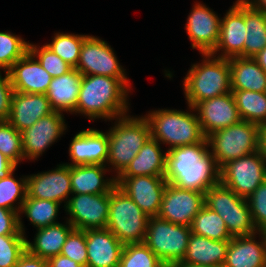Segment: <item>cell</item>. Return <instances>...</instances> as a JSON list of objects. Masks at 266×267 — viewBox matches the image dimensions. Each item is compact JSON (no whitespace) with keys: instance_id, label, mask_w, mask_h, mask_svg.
Returning a JSON list of instances; mask_svg holds the SVG:
<instances>
[{"instance_id":"cell-13","label":"cell","mask_w":266,"mask_h":267,"mask_svg":"<svg viewBox=\"0 0 266 267\" xmlns=\"http://www.w3.org/2000/svg\"><path fill=\"white\" fill-rule=\"evenodd\" d=\"M64 115L65 113L53 111L21 132L22 150L26 162L37 161L52 144L59 138L61 140V136L66 134L68 126Z\"/></svg>"},{"instance_id":"cell-41","label":"cell","mask_w":266,"mask_h":267,"mask_svg":"<svg viewBox=\"0 0 266 267\" xmlns=\"http://www.w3.org/2000/svg\"><path fill=\"white\" fill-rule=\"evenodd\" d=\"M27 238L25 235H0V267H15L26 251Z\"/></svg>"},{"instance_id":"cell-25","label":"cell","mask_w":266,"mask_h":267,"mask_svg":"<svg viewBox=\"0 0 266 267\" xmlns=\"http://www.w3.org/2000/svg\"><path fill=\"white\" fill-rule=\"evenodd\" d=\"M107 172L110 169L101 164L70 166L72 194L110 193L117 184L114 176L106 177Z\"/></svg>"},{"instance_id":"cell-10","label":"cell","mask_w":266,"mask_h":267,"mask_svg":"<svg viewBox=\"0 0 266 267\" xmlns=\"http://www.w3.org/2000/svg\"><path fill=\"white\" fill-rule=\"evenodd\" d=\"M115 52L104 39L92 34L88 35L82 43L76 69L82 75L118 78L131 91L133 88L127 77V71L120 64Z\"/></svg>"},{"instance_id":"cell-50","label":"cell","mask_w":266,"mask_h":267,"mask_svg":"<svg viewBox=\"0 0 266 267\" xmlns=\"http://www.w3.org/2000/svg\"><path fill=\"white\" fill-rule=\"evenodd\" d=\"M253 59L266 73V46L259 53H257Z\"/></svg>"},{"instance_id":"cell-48","label":"cell","mask_w":266,"mask_h":267,"mask_svg":"<svg viewBox=\"0 0 266 267\" xmlns=\"http://www.w3.org/2000/svg\"><path fill=\"white\" fill-rule=\"evenodd\" d=\"M17 165L12 163L2 152H0V179L7 177L15 169Z\"/></svg>"},{"instance_id":"cell-44","label":"cell","mask_w":266,"mask_h":267,"mask_svg":"<svg viewBox=\"0 0 266 267\" xmlns=\"http://www.w3.org/2000/svg\"><path fill=\"white\" fill-rule=\"evenodd\" d=\"M1 72H4V76ZM13 93L9 71L0 68V121H7L9 118Z\"/></svg>"},{"instance_id":"cell-7","label":"cell","mask_w":266,"mask_h":267,"mask_svg":"<svg viewBox=\"0 0 266 267\" xmlns=\"http://www.w3.org/2000/svg\"><path fill=\"white\" fill-rule=\"evenodd\" d=\"M260 125L245 120L217 130L207 137L210 151L221 168L228 161L259 150Z\"/></svg>"},{"instance_id":"cell-21","label":"cell","mask_w":266,"mask_h":267,"mask_svg":"<svg viewBox=\"0 0 266 267\" xmlns=\"http://www.w3.org/2000/svg\"><path fill=\"white\" fill-rule=\"evenodd\" d=\"M223 267H266V232L229 240Z\"/></svg>"},{"instance_id":"cell-35","label":"cell","mask_w":266,"mask_h":267,"mask_svg":"<svg viewBox=\"0 0 266 267\" xmlns=\"http://www.w3.org/2000/svg\"><path fill=\"white\" fill-rule=\"evenodd\" d=\"M53 35L54 36L51 37V42H47L45 45L72 68H76L82 43L89 34L85 35L58 31Z\"/></svg>"},{"instance_id":"cell-9","label":"cell","mask_w":266,"mask_h":267,"mask_svg":"<svg viewBox=\"0 0 266 267\" xmlns=\"http://www.w3.org/2000/svg\"><path fill=\"white\" fill-rule=\"evenodd\" d=\"M191 227L150 217L145 245L167 266L181 262L186 254Z\"/></svg>"},{"instance_id":"cell-49","label":"cell","mask_w":266,"mask_h":267,"mask_svg":"<svg viewBox=\"0 0 266 267\" xmlns=\"http://www.w3.org/2000/svg\"><path fill=\"white\" fill-rule=\"evenodd\" d=\"M259 151L266 160V124L260 125Z\"/></svg>"},{"instance_id":"cell-37","label":"cell","mask_w":266,"mask_h":267,"mask_svg":"<svg viewBox=\"0 0 266 267\" xmlns=\"http://www.w3.org/2000/svg\"><path fill=\"white\" fill-rule=\"evenodd\" d=\"M119 267H167L145 243L125 244Z\"/></svg>"},{"instance_id":"cell-39","label":"cell","mask_w":266,"mask_h":267,"mask_svg":"<svg viewBox=\"0 0 266 267\" xmlns=\"http://www.w3.org/2000/svg\"><path fill=\"white\" fill-rule=\"evenodd\" d=\"M0 152L17 166L25 160L21 132L8 121H0Z\"/></svg>"},{"instance_id":"cell-32","label":"cell","mask_w":266,"mask_h":267,"mask_svg":"<svg viewBox=\"0 0 266 267\" xmlns=\"http://www.w3.org/2000/svg\"><path fill=\"white\" fill-rule=\"evenodd\" d=\"M244 57H254L266 46V14L245 1Z\"/></svg>"},{"instance_id":"cell-19","label":"cell","mask_w":266,"mask_h":267,"mask_svg":"<svg viewBox=\"0 0 266 267\" xmlns=\"http://www.w3.org/2000/svg\"><path fill=\"white\" fill-rule=\"evenodd\" d=\"M194 108L206 138L242 120L232 92L199 102Z\"/></svg>"},{"instance_id":"cell-40","label":"cell","mask_w":266,"mask_h":267,"mask_svg":"<svg viewBox=\"0 0 266 267\" xmlns=\"http://www.w3.org/2000/svg\"><path fill=\"white\" fill-rule=\"evenodd\" d=\"M29 52L38 60L41 66L52 76H61L69 72L72 67L55 54L45 44L29 42Z\"/></svg>"},{"instance_id":"cell-38","label":"cell","mask_w":266,"mask_h":267,"mask_svg":"<svg viewBox=\"0 0 266 267\" xmlns=\"http://www.w3.org/2000/svg\"><path fill=\"white\" fill-rule=\"evenodd\" d=\"M29 51V41L12 31H0V68L9 70Z\"/></svg>"},{"instance_id":"cell-28","label":"cell","mask_w":266,"mask_h":267,"mask_svg":"<svg viewBox=\"0 0 266 267\" xmlns=\"http://www.w3.org/2000/svg\"><path fill=\"white\" fill-rule=\"evenodd\" d=\"M229 240H212L190 234L187 251L181 262L204 266L223 267Z\"/></svg>"},{"instance_id":"cell-22","label":"cell","mask_w":266,"mask_h":267,"mask_svg":"<svg viewBox=\"0 0 266 267\" xmlns=\"http://www.w3.org/2000/svg\"><path fill=\"white\" fill-rule=\"evenodd\" d=\"M14 91L46 94L52 76L28 51L8 70Z\"/></svg>"},{"instance_id":"cell-46","label":"cell","mask_w":266,"mask_h":267,"mask_svg":"<svg viewBox=\"0 0 266 267\" xmlns=\"http://www.w3.org/2000/svg\"><path fill=\"white\" fill-rule=\"evenodd\" d=\"M15 267H48V261L41 257L32 255L27 249L20 256Z\"/></svg>"},{"instance_id":"cell-12","label":"cell","mask_w":266,"mask_h":267,"mask_svg":"<svg viewBox=\"0 0 266 267\" xmlns=\"http://www.w3.org/2000/svg\"><path fill=\"white\" fill-rule=\"evenodd\" d=\"M74 229L91 230L107 227L109 193L72 194L63 209Z\"/></svg>"},{"instance_id":"cell-33","label":"cell","mask_w":266,"mask_h":267,"mask_svg":"<svg viewBox=\"0 0 266 267\" xmlns=\"http://www.w3.org/2000/svg\"><path fill=\"white\" fill-rule=\"evenodd\" d=\"M242 120L266 124V92L231 90Z\"/></svg>"},{"instance_id":"cell-23","label":"cell","mask_w":266,"mask_h":267,"mask_svg":"<svg viewBox=\"0 0 266 267\" xmlns=\"http://www.w3.org/2000/svg\"><path fill=\"white\" fill-rule=\"evenodd\" d=\"M87 267H119L123 244L107 228L85 230Z\"/></svg>"},{"instance_id":"cell-31","label":"cell","mask_w":266,"mask_h":267,"mask_svg":"<svg viewBox=\"0 0 266 267\" xmlns=\"http://www.w3.org/2000/svg\"><path fill=\"white\" fill-rule=\"evenodd\" d=\"M60 206L61 204L55 201L26 197L19 212L20 231L26 236V226L22 219L24 216L35 229L59 223L57 220Z\"/></svg>"},{"instance_id":"cell-34","label":"cell","mask_w":266,"mask_h":267,"mask_svg":"<svg viewBox=\"0 0 266 267\" xmlns=\"http://www.w3.org/2000/svg\"><path fill=\"white\" fill-rule=\"evenodd\" d=\"M191 232L212 240H231L233 238L223 219L206 205L194 216Z\"/></svg>"},{"instance_id":"cell-14","label":"cell","mask_w":266,"mask_h":267,"mask_svg":"<svg viewBox=\"0 0 266 267\" xmlns=\"http://www.w3.org/2000/svg\"><path fill=\"white\" fill-rule=\"evenodd\" d=\"M194 3L184 26L190 46L199 54L212 53L219 41L221 17L205 3Z\"/></svg>"},{"instance_id":"cell-11","label":"cell","mask_w":266,"mask_h":267,"mask_svg":"<svg viewBox=\"0 0 266 267\" xmlns=\"http://www.w3.org/2000/svg\"><path fill=\"white\" fill-rule=\"evenodd\" d=\"M266 179V160L260 151L228 161L220 168V182L247 199Z\"/></svg>"},{"instance_id":"cell-43","label":"cell","mask_w":266,"mask_h":267,"mask_svg":"<svg viewBox=\"0 0 266 267\" xmlns=\"http://www.w3.org/2000/svg\"><path fill=\"white\" fill-rule=\"evenodd\" d=\"M60 254L76 261L83 267H87V246L85 231L73 229L69 233Z\"/></svg>"},{"instance_id":"cell-1","label":"cell","mask_w":266,"mask_h":267,"mask_svg":"<svg viewBox=\"0 0 266 267\" xmlns=\"http://www.w3.org/2000/svg\"><path fill=\"white\" fill-rule=\"evenodd\" d=\"M165 179L182 188L204 193L220 182V168L210 151L207 138L197 144L167 151Z\"/></svg>"},{"instance_id":"cell-18","label":"cell","mask_w":266,"mask_h":267,"mask_svg":"<svg viewBox=\"0 0 266 267\" xmlns=\"http://www.w3.org/2000/svg\"><path fill=\"white\" fill-rule=\"evenodd\" d=\"M167 180L164 176L117 177V186L149 217L158 215Z\"/></svg>"},{"instance_id":"cell-45","label":"cell","mask_w":266,"mask_h":267,"mask_svg":"<svg viewBox=\"0 0 266 267\" xmlns=\"http://www.w3.org/2000/svg\"><path fill=\"white\" fill-rule=\"evenodd\" d=\"M0 235H24L19 228V213L0 207Z\"/></svg>"},{"instance_id":"cell-51","label":"cell","mask_w":266,"mask_h":267,"mask_svg":"<svg viewBox=\"0 0 266 267\" xmlns=\"http://www.w3.org/2000/svg\"><path fill=\"white\" fill-rule=\"evenodd\" d=\"M256 10L262 11L266 14V0H245Z\"/></svg>"},{"instance_id":"cell-30","label":"cell","mask_w":266,"mask_h":267,"mask_svg":"<svg viewBox=\"0 0 266 267\" xmlns=\"http://www.w3.org/2000/svg\"><path fill=\"white\" fill-rule=\"evenodd\" d=\"M231 90L266 92V73L252 57L229 59Z\"/></svg>"},{"instance_id":"cell-2","label":"cell","mask_w":266,"mask_h":267,"mask_svg":"<svg viewBox=\"0 0 266 267\" xmlns=\"http://www.w3.org/2000/svg\"><path fill=\"white\" fill-rule=\"evenodd\" d=\"M131 93L118 78L83 75L76 115H83L89 121L100 119L112 124L115 118L129 113Z\"/></svg>"},{"instance_id":"cell-3","label":"cell","mask_w":266,"mask_h":267,"mask_svg":"<svg viewBox=\"0 0 266 267\" xmlns=\"http://www.w3.org/2000/svg\"><path fill=\"white\" fill-rule=\"evenodd\" d=\"M188 109V110H187ZM187 109L159 108L148 111L144 117L150 126L151 137L161 145L165 144L166 150L203 142L206 137L195 108L187 104Z\"/></svg>"},{"instance_id":"cell-52","label":"cell","mask_w":266,"mask_h":267,"mask_svg":"<svg viewBox=\"0 0 266 267\" xmlns=\"http://www.w3.org/2000/svg\"><path fill=\"white\" fill-rule=\"evenodd\" d=\"M171 267H217V266H204V265L188 264L184 262H177L173 264Z\"/></svg>"},{"instance_id":"cell-24","label":"cell","mask_w":266,"mask_h":267,"mask_svg":"<svg viewBox=\"0 0 266 267\" xmlns=\"http://www.w3.org/2000/svg\"><path fill=\"white\" fill-rule=\"evenodd\" d=\"M53 111L46 94L14 91L7 121L22 132Z\"/></svg>"},{"instance_id":"cell-5","label":"cell","mask_w":266,"mask_h":267,"mask_svg":"<svg viewBox=\"0 0 266 267\" xmlns=\"http://www.w3.org/2000/svg\"><path fill=\"white\" fill-rule=\"evenodd\" d=\"M108 133V159L106 166L117 178L136 157L151 137L150 126L144 115L126 114L114 119ZM114 174V175H112Z\"/></svg>"},{"instance_id":"cell-42","label":"cell","mask_w":266,"mask_h":267,"mask_svg":"<svg viewBox=\"0 0 266 267\" xmlns=\"http://www.w3.org/2000/svg\"><path fill=\"white\" fill-rule=\"evenodd\" d=\"M246 200L257 232H266V179Z\"/></svg>"},{"instance_id":"cell-29","label":"cell","mask_w":266,"mask_h":267,"mask_svg":"<svg viewBox=\"0 0 266 267\" xmlns=\"http://www.w3.org/2000/svg\"><path fill=\"white\" fill-rule=\"evenodd\" d=\"M73 229L74 227L68 220L36 229L33 241L30 242L27 239L26 249L32 255L48 260L61 253L62 247Z\"/></svg>"},{"instance_id":"cell-27","label":"cell","mask_w":266,"mask_h":267,"mask_svg":"<svg viewBox=\"0 0 266 267\" xmlns=\"http://www.w3.org/2000/svg\"><path fill=\"white\" fill-rule=\"evenodd\" d=\"M153 137L147 139L136 157L118 177L164 176L167 150Z\"/></svg>"},{"instance_id":"cell-8","label":"cell","mask_w":266,"mask_h":267,"mask_svg":"<svg viewBox=\"0 0 266 267\" xmlns=\"http://www.w3.org/2000/svg\"><path fill=\"white\" fill-rule=\"evenodd\" d=\"M205 205L223 219L232 237L247 236L257 232L247 200L221 182L205 192Z\"/></svg>"},{"instance_id":"cell-36","label":"cell","mask_w":266,"mask_h":267,"mask_svg":"<svg viewBox=\"0 0 266 267\" xmlns=\"http://www.w3.org/2000/svg\"><path fill=\"white\" fill-rule=\"evenodd\" d=\"M15 171L0 179V207L19 213L27 196V175L16 178Z\"/></svg>"},{"instance_id":"cell-15","label":"cell","mask_w":266,"mask_h":267,"mask_svg":"<svg viewBox=\"0 0 266 267\" xmlns=\"http://www.w3.org/2000/svg\"><path fill=\"white\" fill-rule=\"evenodd\" d=\"M205 194L167 183L157 217L191 227L194 216L204 207Z\"/></svg>"},{"instance_id":"cell-17","label":"cell","mask_w":266,"mask_h":267,"mask_svg":"<svg viewBox=\"0 0 266 267\" xmlns=\"http://www.w3.org/2000/svg\"><path fill=\"white\" fill-rule=\"evenodd\" d=\"M221 17L220 37L214 56L230 59L244 57V42L246 37L245 0H236Z\"/></svg>"},{"instance_id":"cell-4","label":"cell","mask_w":266,"mask_h":267,"mask_svg":"<svg viewBox=\"0 0 266 267\" xmlns=\"http://www.w3.org/2000/svg\"><path fill=\"white\" fill-rule=\"evenodd\" d=\"M201 55L202 62L191 64L182 81L185 102L192 107L204 100L232 92L229 59L211 53Z\"/></svg>"},{"instance_id":"cell-6","label":"cell","mask_w":266,"mask_h":267,"mask_svg":"<svg viewBox=\"0 0 266 267\" xmlns=\"http://www.w3.org/2000/svg\"><path fill=\"white\" fill-rule=\"evenodd\" d=\"M149 216L117 185L109 193L107 229L123 244L144 243Z\"/></svg>"},{"instance_id":"cell-47","label":"cell","mask_w":266,"mask_h":267,"mask_svg":"<svg viewBox=\"0 0 266 267\" xmlns=\"http://www.w3.org/2000/svg\"><path fill=\"white\" fill-rule=\"evenodd\" d=\"M48 267H83L76 261L61 254L51 257L48 260Z\"/></svg>"},{"instance_id":"cell-16","label":"cell","mask_w":266,"mask_h":267,"mask_svg":"<svg viewBox=\"0 0 266 267\" xmlns=\"http://www.w3.org/2000/svg\"><path fill=\"white\" fill-rule=\"evenodd\" d=\"M26 189V197L64 203V208L72 195L70 166L60 163L49 171L27 175Z\"/></svg>"},{"instance_id":"cell-26","label":"cell","mask_w":266,"mask_h":267,"mask_svg":"<svg viewBox=\"0 0 266 267\" xmlns=\"http://www.w3.org/2000/svg\"><path fill=\"white\" fill-rule=\"evenodd\" d=\"M83 75L72 68L64 75L52 78L46 96L51 108L60 113L76 115V105Z\"/></svg>"},{"instance_id":"cell-20","label":"cell","mask_w":266,"mask_h":267,"mask_svg":"<svg viewBox=\"0 0 266 267\" xmlns=\"http://www.w3.org/2000/svg\"><path fill=\"white\" fill-rule=\"evenodd\" d=\"M71 162L69 166L101 164L106 166L108 159V133L97 128L88 127L71 138L68 149Z\"/></svg>"}]
</instances>
